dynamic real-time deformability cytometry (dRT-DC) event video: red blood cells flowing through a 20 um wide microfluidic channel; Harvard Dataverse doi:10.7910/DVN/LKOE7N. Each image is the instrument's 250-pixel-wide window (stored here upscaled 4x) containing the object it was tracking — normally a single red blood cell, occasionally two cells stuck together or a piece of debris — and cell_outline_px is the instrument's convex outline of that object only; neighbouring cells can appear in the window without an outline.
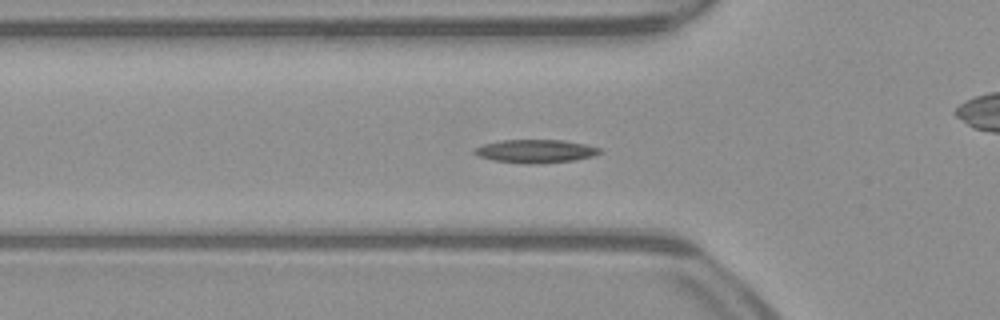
{"species": "common noctule bat (a hibernating species)", "species_latin": "Nyctalus noctula", "temperature_condition": "warm", "stored_images_in_passage": 53, "segment_of_instrument_passage": [1, 2], "camera_frame_rate_fps": 3000, "um_per_image_px": 0.085, "animal": {"sex": "male", "body_mass_g": 23.1, "forearm_length_mm": 52.7}, "frame": {"image": 1, "passage_image": 17, "time_ms": 5.333, "image_size_px": [1000, 320], "cell_outline_px": [[604, 152], [592, 156], [572, 160], [540, 164], [524, 164], [492, 160], [480, 156], [472, 152], [476, 148], [484, 144], [500, 140], [564, 140], [584, 144], [600, 148]], "centroid_in_image_um": [45.53, 12.85], "position_along_channel_um": 80.3, "area_um2": 16.99}}
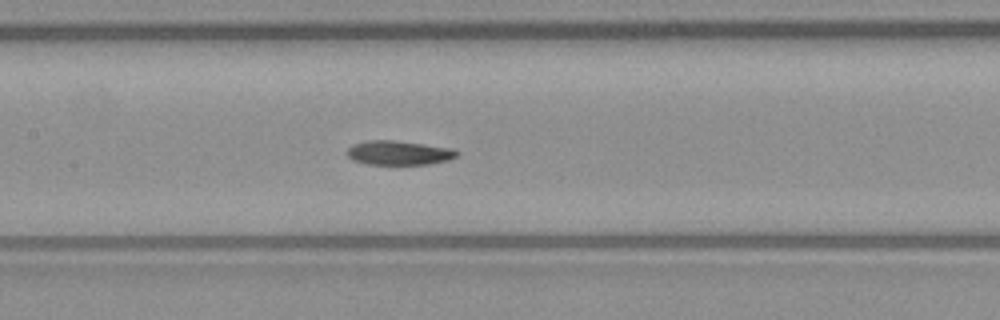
{"frame": {"image": 2, "passage_image": 24, "time_ms": 7.667, "image_size_px": [1000, 320], "cell_outline_px": [[460, 152], [456, 156], [448, 160], [428, 164], [368, 164], [352, 160], [344, 152], [352, 144], [364, 140], [392, 140], [424, 144], [452, 148]], "centroid_in_image_um": [33.85, 12.98], "position_along_channel_um": 173.5, "area_um2": 15.61}}
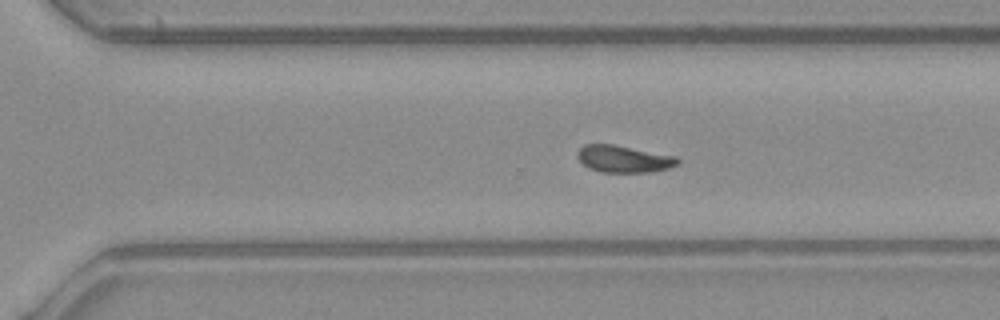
{"frame": {"image": 3, "passage_image": 35, "time_ms": 11.333, "image_size_px": [1000, 320], "cell_outline_px": [[680, 160], [676, 164], [668, 168], [652, 172], [600, 172], [588, 168], [576, 156], [576, 152], [584, 144], [612, 144], [676, 156]], "centroid_in_image_um": [52.98, 13.51], "position_along_channel_um": 317.6, "area_um2": 15.72}}